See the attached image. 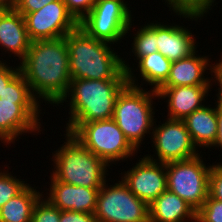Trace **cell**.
<instances>
[{
    "label": "cell",
    "mask_w": 222,
    "mask_h": 222,
    "mask_svg": "<svg viewBox=\"0 0 222 222\" xmlns=\"http://www.w3.org/2000/svg\"><path fill=\"white\" fill-rule=\"evenodd\" d=\"M136 72L144 82L139 85L137 73L130 67L129 63L122 57L123 69L126 71L128 85L143 88V84L153 86L152 90L157 91L168 79L172 62L164 57L159 51L140 58L137 62ZM139 68V69H138Z\"/></svg>",
    "instance_id": "ac0fdd59"
},
{
    "label": "cell",
    "mask_w": 222,
    "mask_h": 222,
    "mask_svg": "<svg viewBox=\"0 0 222 222\" xmlns=\"http://www.w3.org/2000/svg\"><path fill=\"white\" fill-rule=\"evenodd\" d=\"M124 0H97L89 14L79 23L89 36L114 45L128 38L132 28V10ZM118 42V43H117Z\"/></svg>",
    "instance_id": "ba28073f"
},
{
    "label": "cell",
    "mask_w": 222,
    "mask_h": 222,
    "mask_svg": "<svg viewBox=\"0 0 222 222\" xmlns=\"http://www.w3.org/2000/svg\"><path fill=\"white\" fill-rule=\"evenodd\" d=\"M219 62H215L214 64L212 63V70H211V81L212 83L214 82L215 85L219 86L218 87V94H216L217 96V101L215 100L216 103H218L219 105H222V54H221V59L218 60ZM214 74V75H213ZM217 82V83H216Z\"/></svg>",
    "instance_id": "836d02e7"
},
{
    "label": "cell",
    "mask_w": 222,
    "mask_h": 222,
    "mask_svg": "<svg viewBox=\"0 0 222 222\" xmlns=\"http://www.w3.org/2000/svg\"><path fill=\"white\" fill-rule=\"evenodd\" d=\"M59 222H97L94 213L61 211Z\"/></svg>",
    "instance_id": "d6a6232c"
},
{
    "label": "cell",
    "mask_w": 222,
    "mask_h": 222,
    "mask_svg": "<svg viewBox=\"0 0 222 222\" xmlns=\"http://www.w3.org/2000/svg\"><path fill=\"white\" fill-rule=\"evenodd\" d=\"M3 169L0 170V208L11 198L19 194L27 185L24 179H18L17 176Z\"/></svg>",
    "instance_id": "d4e9b609"
},
{
    "label": "cell",
    "mask_w": 222,
    "mask_h": 222,
    "mask_svg": "<svg viewBox=\"0 0 222 222\" xmlns=\"http://www.w3.org/2000/svg\"><path fill=\"white\" fill-rule=\"evenodd\" d=\"M127 85L118 95L113 119L122 130L125 138L138 151L145 134H152L155 105L158 98L155 90ZM154 108V109H153Z\"/></svg>",
    "instance_id": "5b68a950"
},
{
    "label": "cell",
    "mask_w": 222,
    "mask_h": 222,
    "mask_svg": "<svg viewBox=\"0 0 222 222\" xmlns=\"http://www.w3.org/2000/svg\"><path fill=\"white\" fill-rule=\"evenodd\" d=\"M65 142L52 152L50 174L57 180L86 188H101L110 168L102 159L86 149L74 136L65 132ZM108 168V169H107ZM107 175V176H106Z\"/></svg>",
    "instance_id": "277c9868"
},
{
    "label": "cell",
    "mask_w": 222,
    "mask_h": 222,
    "mask_svg": "<svg viewBox=\"0 0 222 222\" xmlns=\"http://www.w3.org/2000/svg\"><path fill=\"white\" fill-rule=\"evenodd\" d=\"M69 13L80 23L91 11L97 0H63Z\"/></svg>",
    "instance_id": "f1b7e54d"
},
{
    "label": "cell",
    "mask_w": 222,
    "mask_h": 222,
    "mask_svg": "<svg viewBox=\"0 0 222 222\" xmlns=\"http://www.w3.org/2000/svg\"><path fill=\"white\" fill-rule=\"evenodd\" d=\"M5 60H0V98L4 95L5 87L21 72L20 66H10Z\"/></svg>",
    "instance_id": "4dcf8cb0"
},
{
    "label": "cell",
    "mask_w": 222,
    "mask_h": 222,
    "mask_svg": "<svg viewBox=\"0 0 222 222\" xmlns=\"http://www.w3.org/2000/svg\"><path fill=\"white\" fill-rule=\"evenodd\" d=\"M29 184L0 208V222H31L33 209L43 195Z\"/></svg>",
    "instance_id": "7402d4cb"
},
{
    "label": "cell",
    "mask_w": 222,
    "mask_h": 222,
    "mask_svg": "<svg viewBox=\"0 0 222 222\" xmlns=\"http://www.w3.org/2000/svg\"><path fill=\"white\" fill-rule=\"evenodd\" d=\"M197 41L194 34L179 25H165L157 21V48L158 51L171 62L188 57L197 50ZM196 44V45H195Z\"/></svg>",
    "instance_id": "2e32d148"
},
{
    "label": "cell",
    "mask_w": 222,
    "mask_h": 222,
    "mask_svg": "<svg viewBox=\"0 0 222 222\" xmlns=\"http://www.w3.org/2000/svg\"><path fill=\"white\" fill-rule=\"evenodd\" d=\"M155 123L154 121L150 137L153 139L152 145L155 148L156 158L149 154L144 155L146 158L155 162L168 163L190 159L201 154L193 144L183 120L166 118L165 123L163 121L161 125L157 126Z\"/></svg>",
    "instance_id": "30bf717a"
},
{
    "label": "cell",
    "mask_w": 222,
    "mask_h": 222,
    "mask_svg": "<svg viewBox=\"0 0 222 222\" xmlns=\"http://www.w3.org/2000/svg\"><path fill=\"white\" fill-rule=\"evenodd\" d=\"M212 85L160 87L158 99H166L167 118L183 120L193 111L202 108ZM204 101V102H202Z\"/></svg>",
    "instance_id": "9a60e30c"
},
{
    "label": "cell",
    "mask_w": 222,
    "mask_h": 222,
    "mask_svg": "<svg viewBox=\"0 0 222 222\" xmlns=\"http://www.w3.org/2000/svg\"><path fill=\"white\" fill-rule=\"evenodd\" d=\"M213 164L209 173L208 195L222 202V162Z\"/></svg>",
    "instance_id": "f546056e"
},
{
    "label": "cell",
    "mask_w": 222,
    "mask_h": 222,
    "mask_svg": "<svg viewBox=\"0 0 222 222\" xmlns=\"http://www.w3.org/2000/svg\"><path fill=\"white\" fill-rule=\"evenodd\" d=\"M23 16L31 42L62 38L79 26L63 0L48 3L38 11Z\"/></svg>",
    "instance_id": "7c38bea8"
},
{
    "label": "cell",
    "mask_w": 222,
    "mask_h": 222,
    "mask_svg": "<svg viewBox=\"0 0 222 222\" xmlns=\"http://www.w3.org/2000/svg\"><path fill=\"white\" fill-rule=\"evenodd\" d=\"M196 222H222V202L209 195L196 212Z\"/></svg>",
    "instance_id": "83f0119b"
},
{
    "label": "cell",
    "mask_w": 222,
    "mask_h": 222,
    "mask_svg": "<svg viewBox=\"0 0 222 222\" xmlns=\"http://www.w3.org/2000/svg\"><path fill=\"white\" fill-rule=\"evenodd\" d=\"M107 181L97 197L94 211L97 222H149L147 203L137 198L122 179L111 185Z\"/></svg>",
    "instance_id": "9c48e42d"
},
{
    "label": "cell",
    "mask_w": 222,
    "mask_h": 222,
    "mask_svg": "<svg viewBox=\"0 0 222 222\" xmlns=\"http://www.w3.org/2000/svg\"><path fill=\"white\" fill-rule=\"evenodd\" d=\"M197 52L172 62L169 77L161 87L213 85L211 78L204 76L206 70L211 72L212 62L208 56H199Z\"/></svg>",
    "instance_id": "e0dca14e"
},
{
    "label": "cell",
    "mask_w": 222,
    "mask_h": 222,
    "mask_svg": "<svg viewBox=\"0 0 222 222\" xmlns=\"http://www.w3.org/2000/svg\"><path fill=\"white\" fill-rule=\"evenodd\" d=\"M136 34H133L132 46V56L134 60H139L140 58L147 56L149 54L155 53L158 51L157 48V21L149 22L142 25L141 28L135 30ZM134 53V55H133Z\"/></svg>",
    "instance_id": "cb8c5ba5"
},
{
    "label": "cell",
    "mask_w": 222,
    "mask_h": 222,
    "mask_svg": "<svg viewBox=\"0 0 222 222\" xmlns=\"http://www.w3.org/2000/svg\"><path fill=\"white\" fill-rule=\"evenodd\" d=\"M17 3L18 0H0V10H13Z\"/></svg>",
    "instance_id": "d590c367"
},
{
    "label": "cell",
    "mask_w": 222,
    "mask_h": 222,
    "mask_svg": "<svg viewBox=\"0 0 222 222\" xmlns=\"http://www.w3.org/2000/svg\"><path fill=\"white\" fill-rule=\"evenodd\" d=\"M204 105L183 119L191 140L197 149L212 148L217 138V103ZM199 147V148H198Z\"/></svg>",
    "instance_id": "44dd1931"
},
{
    "label": "cell",
    "mask_w": 222,
    "mask_h": 222,
    "mask_svg": "<svg viewBox=\"0 0 222 222\" xmlns=\"http://www.w3.org/2000/svg\"><path fill=\"white\" fill-rule=\"evenodd\" d=\"M18 64L35 98L59 106L72 80L65 37L32 41Z\"/></svg>",
    "instance_id": "6da1fadb"
},
{
    "label": "cell",
    "mask_w": 222,
    "mask_h": 222,
    "mask_svg": "<svg viewBox=\"0 0 222 222\" xmlns=\"http://www.w3.org/2000/svg\"><path fill=\"white\" fill-rule=\"evenodd\" d=\"M169 11L173 10L175 15L187 18L188 21L202 20L204 16L210 13L209 10L212 9L216 0H164ZM212 6V7H211Z\"/></svg>",
    "instance_id": "603a6c76"
},
{
    "label": "cell",
    "mask_w": 222,
    "mask_h": 222,
    "mask_svg": "<svg viewBox=\"0 0 222 222\" xmlns=\"http://www.w3.org/2000/svg\"><path fill=\"white\" fill-rule=\"evenodd\" d=\"M131 169L124 171L122 181L129 190L148 205L167 190L166 163L140 158Z\"/></svg>",
    "instance_id": "4fadbf2b"
},
{
    "label": "cell",
    "mask_w": 222,
    "mask_h": 222,
    "mask_svg": "<svg viewBox=\"0 0 222 222\" xmlns=\"http://www.w3.org/2000/svg\"><path fill=\"white\" fill-rule=\"evenodd\" d=\"M41 102L0 98V141L14 143L18 136L39 133ZM39 118V119H38ZM38 131V132H37Z\"/></svg>",
    "instance_id": "8fae6325"
},
{
    "label": "cell",
    "mask_w": 222,
    "mask_h": 222,
    "mask_svg": "<svg viewBox=\"0 0 222 222\" xmlns=\"http://www.w3.org/2000/svg\"><path fill=\"white\" fill-rule=\"evenodd\" d=\"M65 41L71 79H127L122 58L111 43L92 38L79 26L65 36Z\"/></svg>",
    "instance_id": "3957f363"
},
{
    "label": "cell",
    "mask_w": 222,
    "mask_h": 222,
    "mask_svg": "<svg viewBox=\"0 0 222 222\" xmlns=\"http://www.w3.org/2000/svg\"><path fill=\"white\" fill-rule=\"evenodd\" d=\"M202 155L166 163L167 190L184 199L196 212L208 197L211 164Z\"/></svg>",
    "instance_id": "52a82bcc"
},
{
    "label": "cell",
    "mask_w": 222,
    "mask_h": 222,
    "mask_svg": "<svg viewBox=\"0 0 222 222\" xmlns=\"http://www.w3.org/2000/svg\"><path fill=\"white\" fill-rule=\"evenodd\" d=\"M50 180V190L48 188L44 197L55 207L61 211L94 213L100 188L67 184L57 181L52 175Z\"/></svg>",
    "instance_id": "5bb4252c"
},
{
    "label": "cell",
    "mask_w": 222,
    "mask_h": 222,
    "mask_svg": "<svg viewBox=\"0 0 222 222\" xmlns=\"http://www.w3.org/2000/svg\"><path fill=\"white\" fill-rule=\"evenodd\" d=\"M196 222V211L177 194L166 190L149 205V222Z\"/></svg>",
    "instance_id": "ffe728a7"
},
{
    "label": "cell",
    "mask_w": 222,
    "mask_h": 222,
    "mask_svg": "<svg viewBox=\"0 0 222 222\" xmlns=\"http://www.w3.org/2000/svg\"><path fill=\"white\" fill-rule=\"evenodd\" d=\"M56 0H18L15 10L21 15L38 11L46 4L54 2Z\"/></svg>",
    "instance_id": "1f68e13d"
},
{
    "label": "cell",
    "mask_w": 222,
    "mask_h": 222,
    "mask_svg": "<svg viewBox=\"0 0 222 222\" xmlns=\"http://www.w3.org/2000/svg\"><path fill=\"white\" fill-rule=\"evenodd\" d=\"M42 195L34 206L31 222H59L61 210Z\"/></svg>",
    "instance_id": "4316f807"
},
{
    "label": "cell",
    "mask_w": 222,
    "mask_h": 222,
    "mask_svg": "<svg viewBox=\"0 0 222 222\" xmlns=\"http://www.w3.org/2000/svg\"><path fill=\"white\" fill-rule=\"evenodd\" d=\"M24 16L15 9L0 10V46L3 51L14 53L20 62L30 47Z\"/></svg>",
    "instance_id": "d6986e66"
},
{
    "label": "cell",
    "mask_w": 222,
    "mask_h": 222,
    "mask_svg": "<svg viewBox=\"0 0 222 222\" xmlns=\"http://www.w3.org/2000/svg\"><path fill=\"white\" fill-rule=\"evenodd\" d=\"M127 85V79H72L59 103L69 102L66 104L70 116L65 131L71 134L81 123L112 119L116 99Z\"/></svg>",
    "instance_id": "7a4b0ae2"
},
{
    "label": "cell",
    "mask_w": 222,
    "mask_h": 222,
    "mask_svg": "<svg viewBox=\"0 0 222 222\" xmlns=\"http://www.w3.org/2000/svg\"><path fill=\"white\" fill-rule=\"evenodd\" d=\"M71 135L108 166L137 153L113 118L81 123Z\"/></svg>",
    "instance_id": "8992f818"
},
{
    "label": "cell",
    "mask_w": 222,
    "mask_h": 222,
    "mask_svg": "<svg viewBox=\"0 0 222 222\" xmlns=\"http://www.w3.org/2000/svg\"><path fill=\"white\" fill-rule=\"evenodd\" d=\"M1 98L9 100H37L21 72L5 87L4 95Z\"/></svg>",
    "instance_id": "484cf974"
},
{
    "label": "cell",
    "mask_w": 222,
    "mask_h": 222,
    "mask_svg": "<svg viewBox=\"0 0 222 222\" xmlns=\"http://www.w3.org/2000/svg\"><path fill=\"white\" fill-rule=\"evenodd\" d=\"M213 148L222 149V105L217 103V138L215 140Z\"/></svg>",
    "instance_id": "e575fe53"
}]
</instances>
